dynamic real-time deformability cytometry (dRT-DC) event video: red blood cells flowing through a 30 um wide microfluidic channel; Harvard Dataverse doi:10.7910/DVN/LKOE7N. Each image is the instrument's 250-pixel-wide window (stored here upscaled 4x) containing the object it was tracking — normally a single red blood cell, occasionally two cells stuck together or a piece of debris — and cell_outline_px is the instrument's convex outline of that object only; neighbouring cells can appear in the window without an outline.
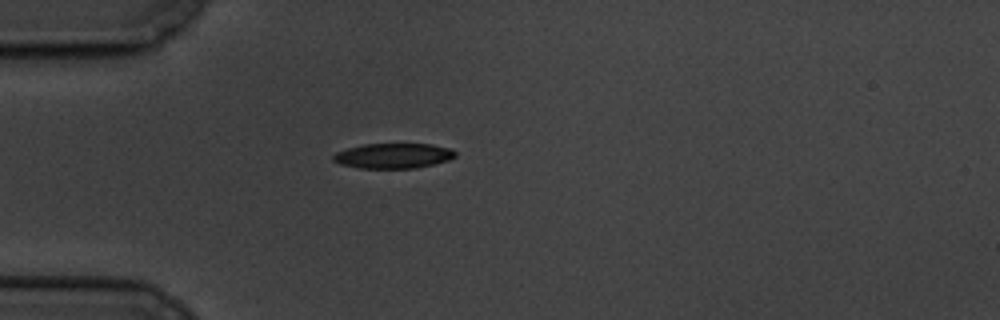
{"species": "common noctule bat (a hibernating species)", "species_latin": "Nyctalus noctula", "temperature_condition": "cold", "stored_images_in_passage": 9, "camera_frame_rate_fps": 3000, "um_per_image_px": 0.085, "animal": {"sex": "male", "body_mass_g": 19.5, "forearm_length_mm": 54.6}, "frame": {"image": 1, "passage_image": 1, "time_ms": 0.0, "image_size_px": [1000, 320], "cell_outline_px": [[456, 156], [448, 160], [416, 168], [360, 168], [340, 164], [332, 160], [332, 156], [336, 152], [348, 148], [364, 144], [432, 144], [452, 148], [456, 152]], "centroid_in_image_um": [33.44, 13.24], "position_along_channel_um": 51.6, "area_um2": 17.86}}
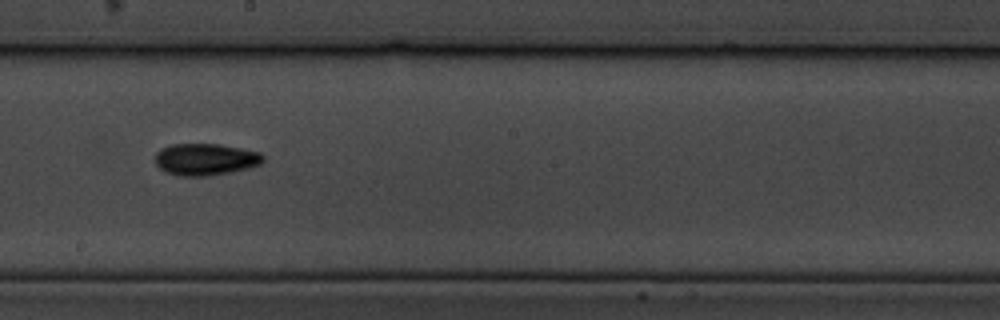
{"frame": {"image": 2, "passage_image": 6, "time_ms": 5.667, "image_size_px": [1000, 320], "cell_outline_px": [[264, 160], [260, 164], [248, 168], [208, 176], [180, 176], [164, 172], [156, 164], [156, 152], [160, 148], [172, 144], [220, 144], [260, 152], [264, 156]], "centroid_in_image_um": [17.44, 13.54], "position_along_channel_um": 230.8, "area_um2": 20.06}}
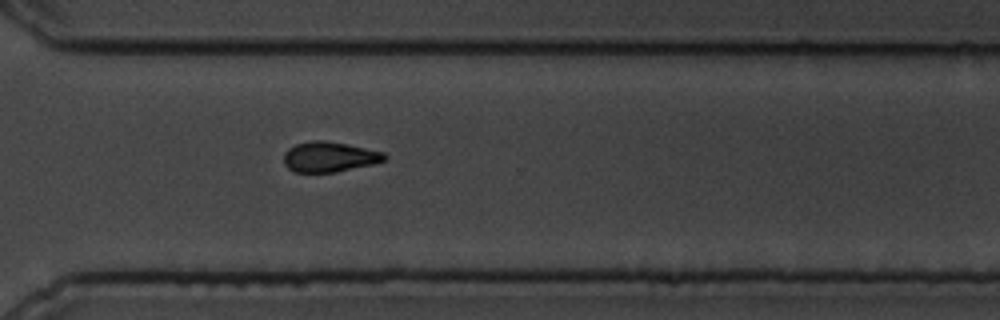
{"frame": {"image": 3, "passage_image": 9, "time_ms": 9.0, "image_size_px": [1000, 320], "cell_outline_px": [[388, 160], [372, 164], [336, 172], [296, 172], [288, 168], [284, 164], [284, 152], [288, 148], [296, 144], [312, 140], [324, 140], [384, 152], [388, 156]], "centroid_in_image_um": [27.99, 13.33], "position_along_channel_um": 342.6, "area_um2": 17.69}}